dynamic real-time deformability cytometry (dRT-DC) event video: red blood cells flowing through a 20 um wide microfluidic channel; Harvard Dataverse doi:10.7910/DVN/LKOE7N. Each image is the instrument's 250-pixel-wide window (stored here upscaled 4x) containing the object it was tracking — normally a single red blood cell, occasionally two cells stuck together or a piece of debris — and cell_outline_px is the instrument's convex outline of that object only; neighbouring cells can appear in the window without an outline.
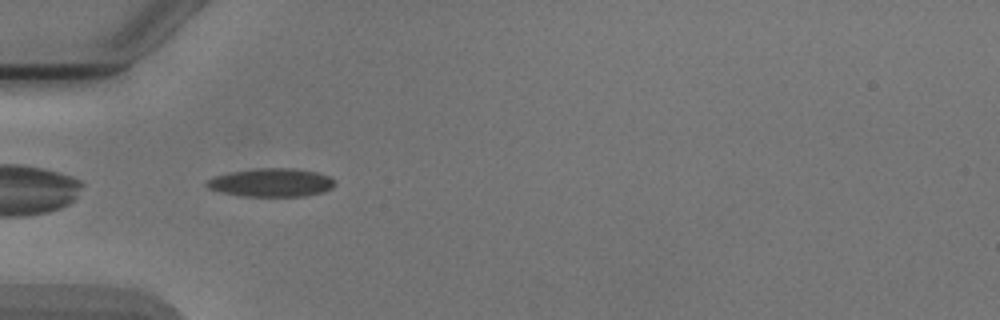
{"species": "Egyptian fruit bat (a non-hibernating species)", "species_latin": "Rousettus aegyptiacus", "temperature_condition": "cold", "stored_images_in_passage": 37, "camera_frame_rate_fps": 3000, "um_per_image_px": 0.085, "animal": {"sex": "male"}, "frame": {"image": 1, "passage_image": 1, "time_ms": 0.0, "image_size_px": [1000, 320], "cell_outline_px": [[336, 184], [332, 188], [324, 192], [304, 196], [240, 196], [220, 192], [208, 188], [204, 184], [208, 180], [216, 176], [232, 172], [256, 168], [292, 168], [316, 172], [328, 176], [336, 180]], "centroid_in_image_um": [23.09, 15.52], "position_along_channel_um": 61.9, "area_um2": 21.21}}
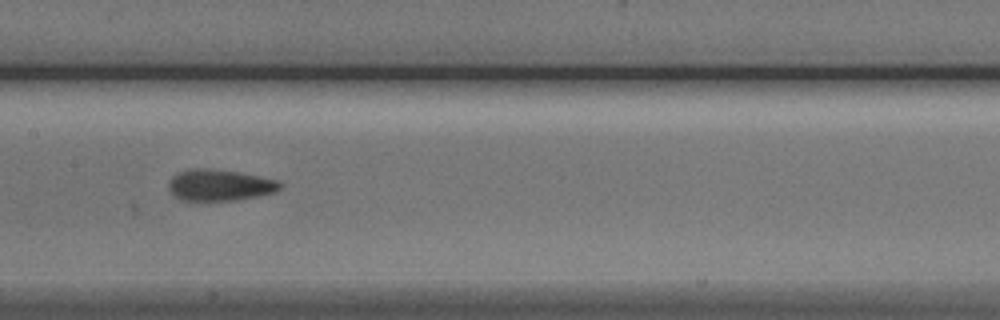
{"frame": {"image": 2, "passage_image": 11, "time_ms": 3.333, "image_size_px": [1000, 320], "cell_outline_px": [[284, 184], [276, 192], [236, 200], [200, 204], [180, 200], [168, 188], [168, 184], [172, 176], [188, 168], [208, 168], [236, 172], [280, 180]], "centroid_in_image_um": [18.64, 15.78], "position_along_channel_um": 188.8, "area_um2": 21.1}}
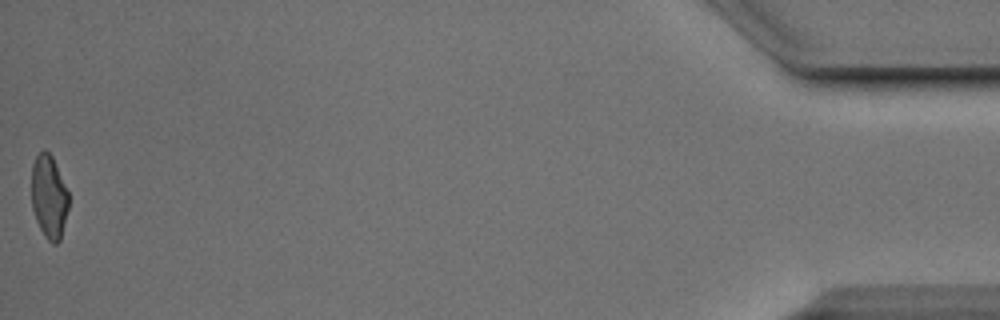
{"frame": {"image": 3, "passage_image": 37, "time_ms": 12.0, "image_size_px": [1000, 320], "cell_outline_px": [[68, 208], [60, 240], [56, 244], [52, 244], [44, 236], [36, 220], [32, 208], [32, 164], [36, 156], [44, 148], [52, 156], [68, 192]], "centroid_in_image_um": [4.15, 16.73], "position_along_channel_um": 431.0, "area_um2": 17.92}, "authors_computed_cell_mechanics": {"area_um2": 19.7676, "velocity_mm_per_s": 3.8943, "shape_relaxation_time_tau1_ms": 3.9983, "shape_relaxation_time_tau2_ms": 1.532, "deformation_change_tau1": 0.1414, "deformation_change_tau2": 0.0769}}